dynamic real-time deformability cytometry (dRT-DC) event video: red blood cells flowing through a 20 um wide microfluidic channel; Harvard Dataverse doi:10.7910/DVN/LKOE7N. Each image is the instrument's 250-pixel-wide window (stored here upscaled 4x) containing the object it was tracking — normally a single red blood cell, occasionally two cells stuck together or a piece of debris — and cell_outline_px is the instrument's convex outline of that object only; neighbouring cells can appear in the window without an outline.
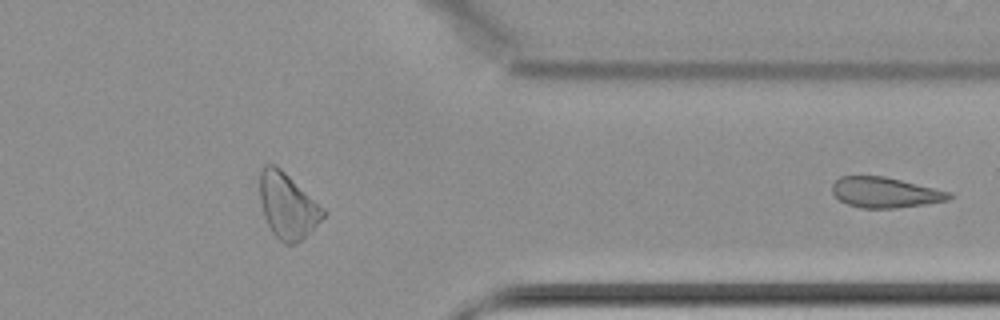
{"species": "common noctule bat (a hibernating species)", "species_latin": "Nyctalus noctula", "temperature_condition": "cold", "stored_images_in_passage": 46, "segment_of_instrument_passage": [2, 2], "camera_frame_rate_fps": 3000, "um_per_image_px": 0.085, "animal": {"sex": "female", "body_mass_g": 22.7, "forearm_length_mm": 54.2}, "frame": {"image": 1, "passage_image": 46, "time_ms": 15.0, "image_size_px": [1000, 320], "cell_outline_px": [[952, 196], [948, 200], [924, 204], [896, 208], [860, 208], [848, 204], [840, 200], [832, 192], [832, 184], [840, 176], [884, 176], [952, 192]], "centroid_in_image_um": [75.23, 16.36], "position_along_channel_um": 336.2, "area_um2": 20.63}}